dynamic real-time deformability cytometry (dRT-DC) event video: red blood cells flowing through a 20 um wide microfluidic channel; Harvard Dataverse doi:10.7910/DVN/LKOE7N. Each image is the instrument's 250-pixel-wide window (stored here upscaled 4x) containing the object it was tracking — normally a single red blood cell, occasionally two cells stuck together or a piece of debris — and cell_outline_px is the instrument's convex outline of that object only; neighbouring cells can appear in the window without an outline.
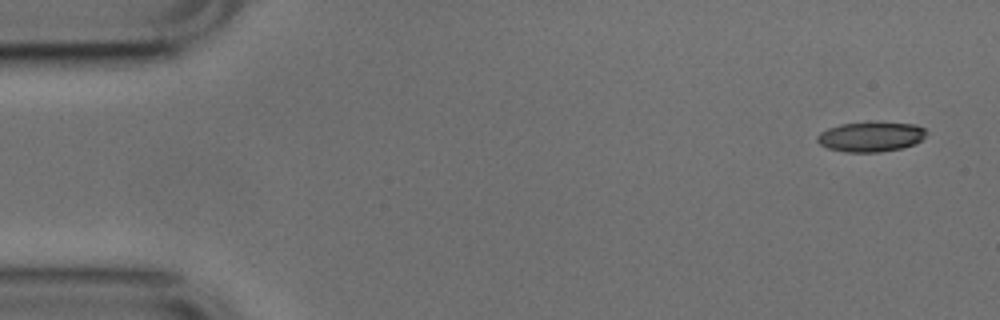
{"species": "common noctule bat (a hibernating species)", "species_latin": "Nyctalus noctula", "temperature_condition": "cold", "stored_images_in_passage": 3, "camera_frame_rate_fps": 3000, "um_per_image_px": 0.085, "animal": {"sex": "male", "body_mass_g": 17.9, "forearm_length_mm": 54.2}, "frame": {"image": 1, "passage_image": 1, "time_ms": 0.0, "image_size_px": [1000, 320], "cell_outline_px": [[924, 136], [916, 144], [900, 148], [880, 152], [844, 152], [828, 148], [820, 144], [816, 140], [816, 136], [820, 132], [828, 128], [840, 124], [872, 120], [916, 124], [924, 128]], "centroid_in_image_um": [73.99, 11.59], "position_along_channel_um": 11.0, "area_um2": 19.48}}